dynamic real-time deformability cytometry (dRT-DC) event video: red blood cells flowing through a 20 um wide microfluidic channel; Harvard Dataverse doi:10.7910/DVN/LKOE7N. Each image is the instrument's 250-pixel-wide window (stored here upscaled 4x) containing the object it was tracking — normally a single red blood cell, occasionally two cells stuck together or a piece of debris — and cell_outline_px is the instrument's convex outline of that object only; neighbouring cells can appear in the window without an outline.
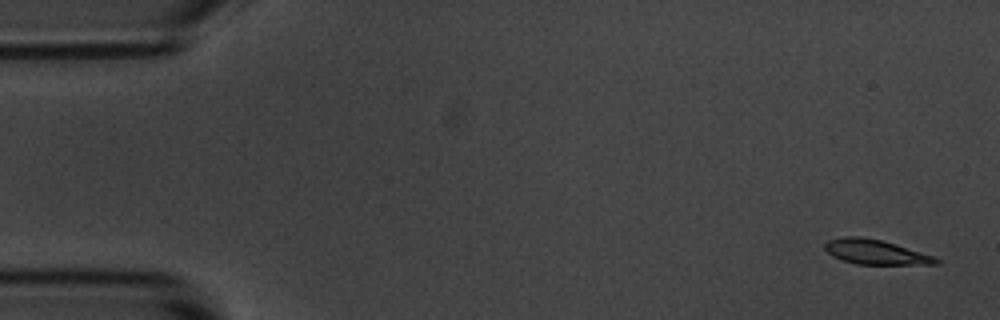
{"species": "common noctule bat (a hibernating species)", "species_latin": "Nyctalus noctula", "temperature_condition": "room temperature", "stored_images_in_passage": 5, "camera_frame_rate_fps": 3000, "um_per_image_px": 0.085, "animal": {"sex": "male", "body_mass_g": 20.1, "forearm_length_mm": 53.5}, "frame": {"image": 1, "passage_image": 1, "time_ms": 0.0, "image_size_px": [1000, 320], "cell_outline_px": [[940, 264], [856, 264], [832, 256], [824, 248], [824, 244], [828, 240], [844, 236], [860, 236], [880, 240], [896, 244], [936, 256], [940, 260]], "centroid_in_image_um": [74.44, 21.42], "position_along_channel_um": 10.6, "area_um2": 16.01}}